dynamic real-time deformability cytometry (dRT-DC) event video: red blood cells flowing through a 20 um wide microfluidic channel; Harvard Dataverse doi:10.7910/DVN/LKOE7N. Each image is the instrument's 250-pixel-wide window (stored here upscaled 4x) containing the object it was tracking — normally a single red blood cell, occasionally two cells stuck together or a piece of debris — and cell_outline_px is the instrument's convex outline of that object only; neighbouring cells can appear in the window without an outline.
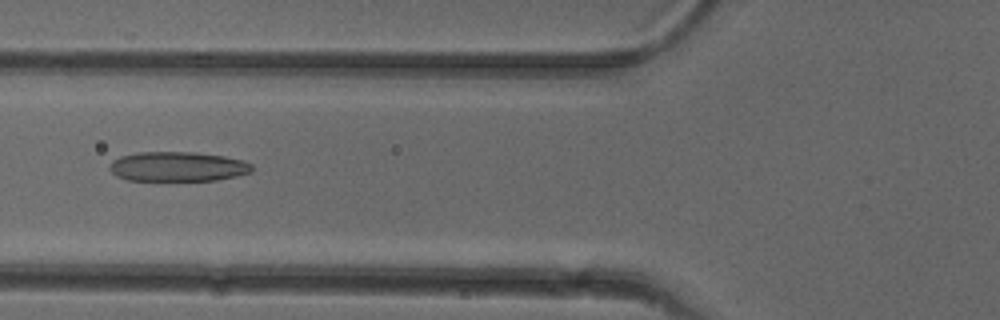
{"species": "common noctule bat (a hibernating species)", "species_latin": "Nyctalus noctula", "temperature_condition": "cold", "stored_images_in_passage": 39, "camera_frame_rate_fps": 3000, "um_per_image_px": 0.085, "animal": {"sex": "female"}, "frame": {"image": 1, "passage_image": 8, "time_ms": 2.333, "image_size_px": [1000, 320], "cell_outline_px": [[252, 172], [236, 176], [216, 180], [128, 180], [116, 176], [108, 168], [108, 164], [112, 160], [120, 156], [136, 152], [196, 152], [224, 156], [244, 160], [252, 164]], "centroid_in_image_um": [15.08, 14.15], "position_along_channel_um": 110.7, "area_um2": 24.8}}
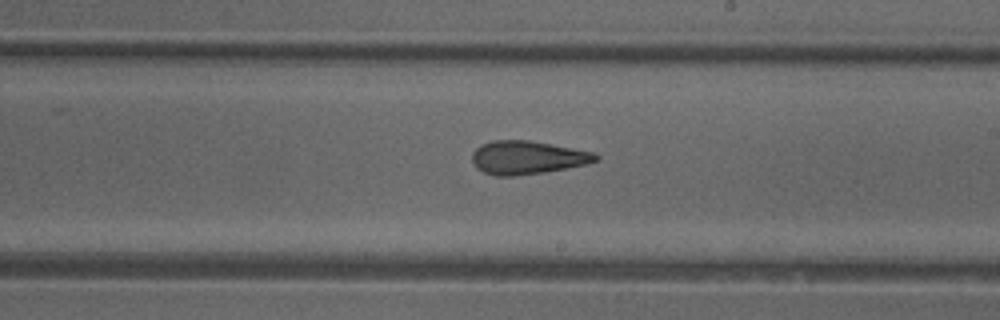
{"frame": {"image": 2, "passage_image": 18, "time_ms": 5.667, "image_size_px": [1000, 320], "cell_outline_px": [[600, 160], [588, 164], [544, 172], [516, 176], [496, 176], [484, 172], [476, 168], [472, 160], [472, 152], [480, 144], [492, 140], [528, 140], [592, 152], [600, 156]], "centroid_in_image_um": [44.8, 13.39], "position_along_channel_um": 244.2, "area_um2": 24.04}}
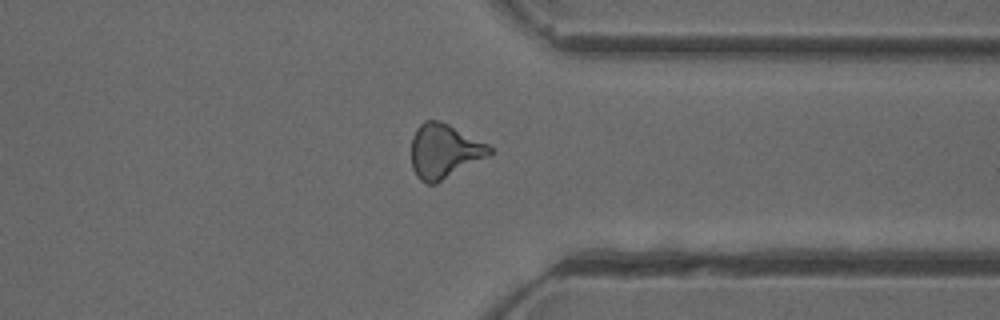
{"frame": {"image": 3, "passage_image": 28, "time_ms": 9.0, "image_size_px": [1000, 320], "cell_outline_px": [[492, 152], [488, 156], [436, 184], [428, 184], [420, 180], [416, 176], [412, 168], [412, 136], [416, 128], [424, 120], [440, 120], [488, 144], [492, 148]], "centroid_in_image_um": [37.73, 12.85], "position_along_channel_um": 373.7, "area_um2": 24.74}, "authors_computed_cell_mechanics": {"area_um2": 23.8714, "velocity_mm_per_s": 3.9899, "shape_relaxation_time_tau1_ms": 11.1967, "shape_relaxation_time_tau2_ms": 3.1442, "deformation_change_tau1": 0.252, "deformation_change_tau2": 0.139}}